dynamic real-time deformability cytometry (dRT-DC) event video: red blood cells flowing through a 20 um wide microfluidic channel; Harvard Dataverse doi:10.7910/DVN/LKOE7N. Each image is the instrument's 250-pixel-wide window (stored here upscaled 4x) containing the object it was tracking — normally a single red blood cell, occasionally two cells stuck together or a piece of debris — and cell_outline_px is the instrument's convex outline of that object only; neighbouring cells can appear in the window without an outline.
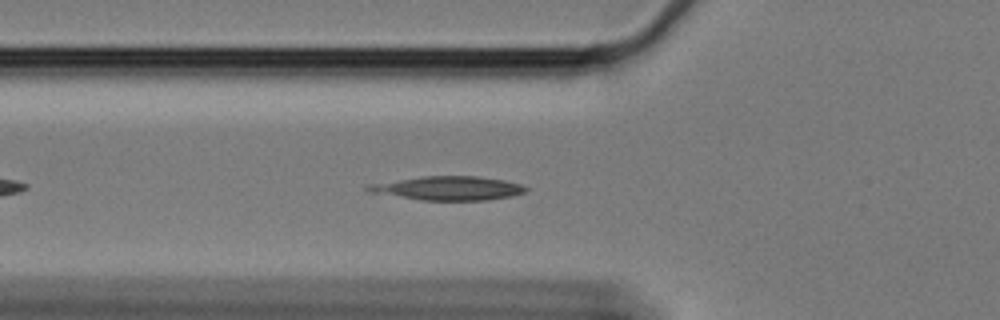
{"species": "Egyptian fruit bat (a non-hibernating species)", "species_latin": "Rousettus aegyptiacus", "temperature_condition": "cold", "stored_images_in_passage": 17, "camera_frame_rate_fps": 3000, "um_per_image_px": 0.085, "animal": {"sex": "female"}, "frame": {"image": 1, "passage_image": 6, "time_ms": 1.667, "image_size_px": [1000, 320], "cell_outline_px": [[528, 188], [524, 192], [512, 196], [488, 200], [420, 200], [368, 192], [364, 188], [372, 184], [420, 176], [476, 176], [504, 180], [520, 184]], "centroid_in_image_um": [38.1, 16.0], "position_along_channel_um": 87.7, "area_um2": 21.85}}
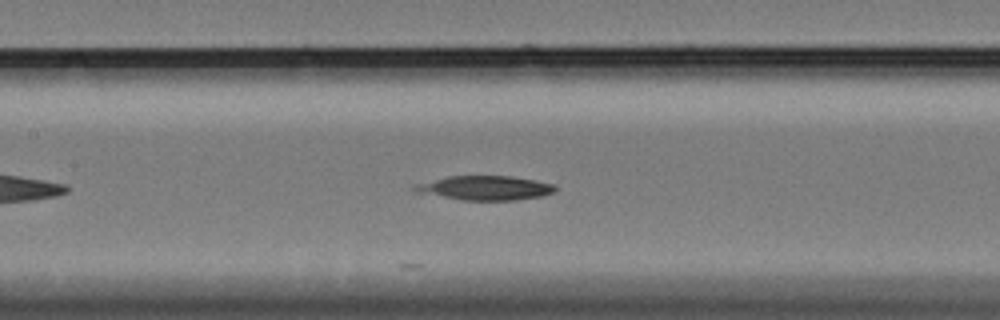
{"frame": {"image": 2, "passage_image": 13, "time_ms": 4.0, "image_size_px": [1000, 320], "cell_outline_px": [[556, 188], [552, 192], [540, 196], [516, 200], [464, 200], [416, 192], [412, 188], [412, 184], [448, 176], [512, 176], [536, 180], [556, 184]], "centroid_in_image_um": [41.21, 15.96], "position_along_channel_um": 166.2, "area_um2": 19.88}}